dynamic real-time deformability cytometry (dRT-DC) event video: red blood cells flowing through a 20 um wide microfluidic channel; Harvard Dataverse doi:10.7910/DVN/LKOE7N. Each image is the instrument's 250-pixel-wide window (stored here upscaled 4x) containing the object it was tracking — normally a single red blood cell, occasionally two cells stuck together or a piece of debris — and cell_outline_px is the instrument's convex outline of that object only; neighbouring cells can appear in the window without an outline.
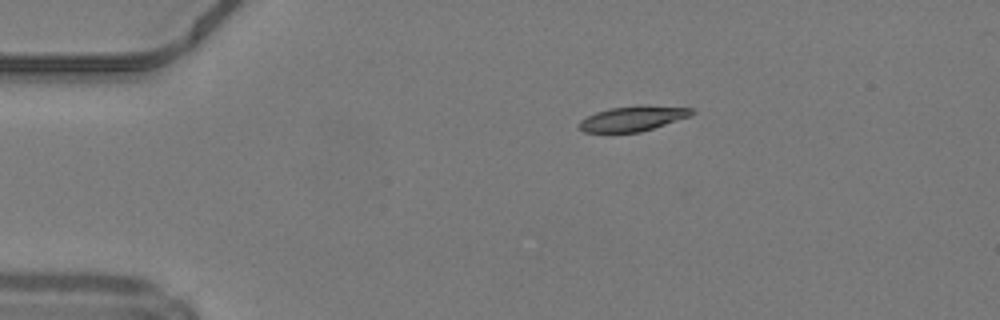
{"species": "common noctule bat (a hibernating species)", "species_latin": "Nyctalus noctula", "temperature_condition": "warm", "stored_images_in_passage": 41, "camera_frame_rate_fps": 3000, "um_per_image_px": 0.085, "animal": {"sex": "male", "body_mass_g": 19.2, "forearm_length_mm": 51.8}, "frame": {"image": 1, "passage_image": 1, "time_ms": 0.0, "image_size_px": [1000, 320], "cell_outline_px": [[696, 112], [692, 116], [640, 132], [584, 132], [580, 128], [580, 120], [596, 112], [608, 108], [692, 108]], "centroid_in_image_um": [53.76, 10.13], "position_along_channel_um": 31.2, "area_um2": 15.37}}
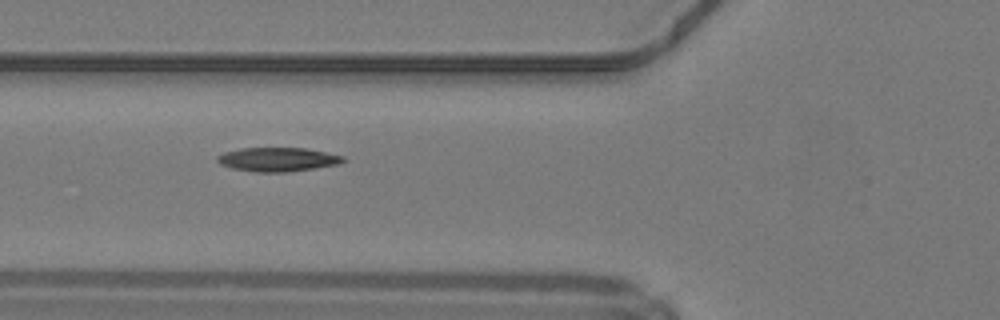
{"frame": {"image": 2, "passage_image": 10, "time_ms": 3.0, "image_size_px": [1000, 320], "cell_outline_px": [[348, 160], [340, 164], [316, 168], [288, 172], [256, 172], [232, 168], [220, 164], [216, 160], [216, 156], [224, 152], [240, 148], [304, 148], [344, 156]], "centroid_in_image_um": [23.62, 13.55], "position_along_channel_um": 102.2, "area_um2": 17.69}}
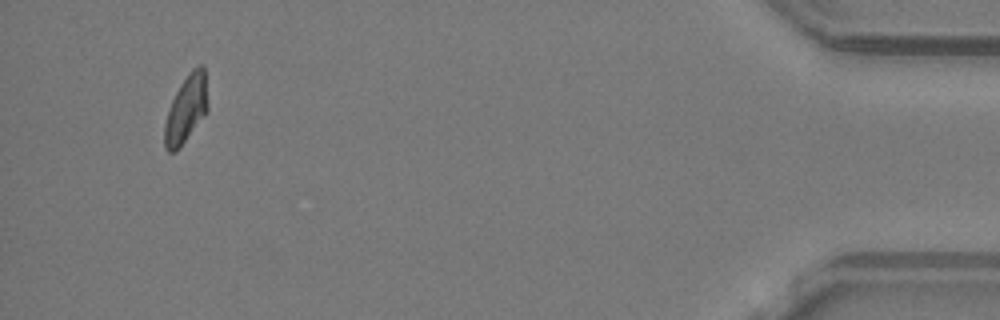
{"frame": {"image": 3, "passage_image": 38, "time_ms": 12.333, "image_size_px": [1000, 320], "cell_outline_px": [[208, 112], [180, 148], [176, 152], [168, 152], [164, 148], [164, 124], [172, 100], [180, 84], [192, 68], [196, 64], [204, 64], [208, 104]], "centroid_in_image_um": [15.84, 9.28], "position_along_channel_um": 419.4, "area_um2": 17.34}}